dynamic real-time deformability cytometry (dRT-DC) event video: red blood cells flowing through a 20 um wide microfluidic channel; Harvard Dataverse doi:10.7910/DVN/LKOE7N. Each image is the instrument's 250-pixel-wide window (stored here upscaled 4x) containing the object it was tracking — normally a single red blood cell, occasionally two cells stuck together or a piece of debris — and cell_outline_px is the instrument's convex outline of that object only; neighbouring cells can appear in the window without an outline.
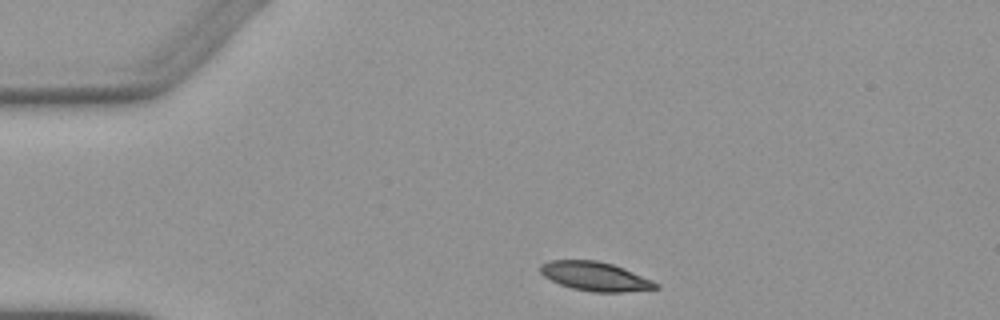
{"species": "Egyptian fruit bat (a non-hibernating species)", "species_latin": "Rousettus aegyptiacus", "temperature_condition": "warm", "stored_images_in_passage": 4, "camera_frame_rate_fps": 3000, "um_per_image_px": 0.085, "animal": {"sex": "female"}, "frame": {"image": 1, "passage_image": 1, "time_ms": 0.0, "image_size_px": [1000, 320], "cell_outline_px": [[660, 288], [620, 292], [592, 292], [572, 288], [560, 284], [544, 276], [540, 272], [540, 264], [548, 260], [596, 260], [612, 264], [624, 268], [652, 280], [660, 284]], "centroid_in_image_um": [50.59, 23.49], "position_along_channel_um": 34.4, "area_um2": 19.48}}
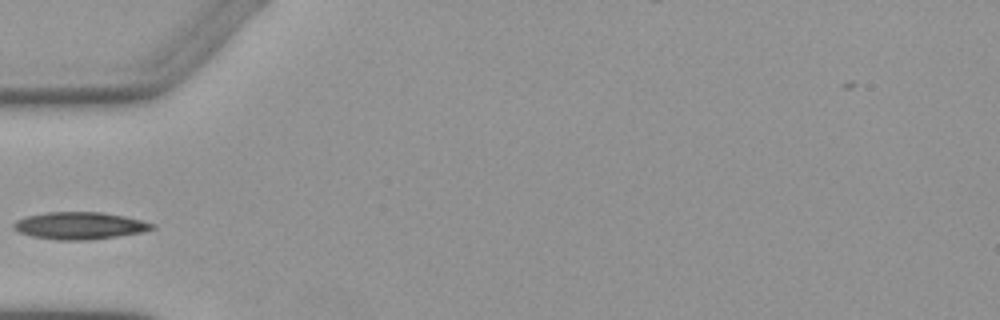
{"frame": {"image": 2, "passage_image": 3, "time_ms": 2.333, "image_size_px": [1000, 320], "cell_outline_px": [[156, 228], [144, 232], [92, 240], [56, 240], [32, 236], [20, 232], [12, 228], [12, 224], [16, 220], [24, 216], [48, 212], [104, 212], [124, 216], [156, 224]], "centroid_in_image_um": [6.78, 19.18], "position_along_channel_um": 78.2, "area_um2": 22.2}}